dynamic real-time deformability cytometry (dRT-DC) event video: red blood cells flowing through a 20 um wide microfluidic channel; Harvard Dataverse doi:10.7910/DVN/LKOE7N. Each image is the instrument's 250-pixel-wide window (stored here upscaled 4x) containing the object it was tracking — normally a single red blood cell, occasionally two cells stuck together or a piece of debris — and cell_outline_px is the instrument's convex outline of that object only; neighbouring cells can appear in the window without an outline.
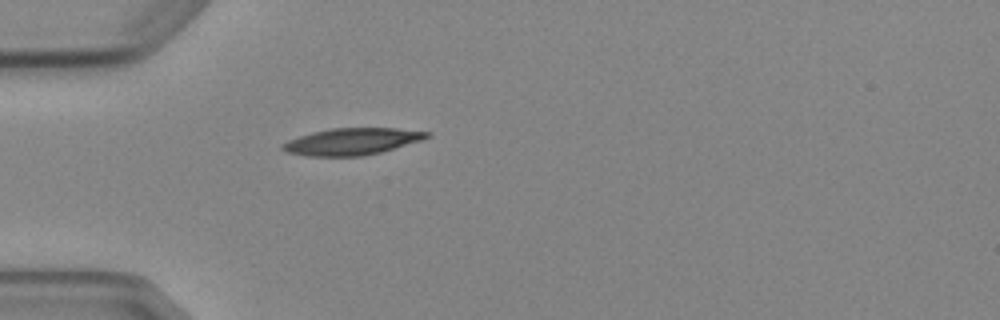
{"species": "Egyptian fruit bat (a non-hibernating species)", "species_latin": "Rousettus aegyptiacus", "temperature_condition": "cold", "stored_images_in_passage": 7, "camera_frame_rate_fps": 3000, "um_per_image_px": 0.085, "animal": {"sex": "female"}, "frame": {"image": 1, "passage_image": 7, "time_ms": 7.0, "image_size_px": [1000, 320], "cell_outline_px": [[432, 136], [420, 140], [380, 152], [364, 156], [304, 156], [288, 152], [280, 148], [280, 144], [288, 140], [312, 132], [332, 128], [396, 128], [432, 132]], "centroid_in_image_um": [29.89, 12.02], "position_along_channel_um": 55.1, "area_um2": 22.48}}